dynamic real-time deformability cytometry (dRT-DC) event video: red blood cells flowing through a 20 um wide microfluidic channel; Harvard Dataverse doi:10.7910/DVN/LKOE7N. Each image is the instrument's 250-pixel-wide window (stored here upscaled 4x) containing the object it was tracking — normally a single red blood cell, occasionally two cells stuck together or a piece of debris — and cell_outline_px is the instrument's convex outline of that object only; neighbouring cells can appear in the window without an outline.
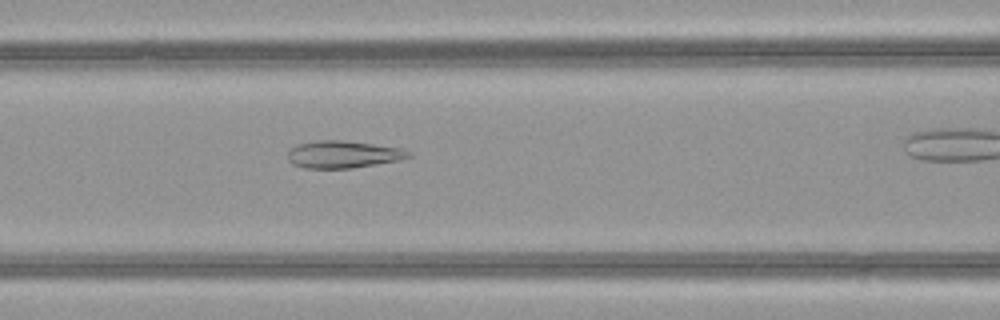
{"species": "common noctule bat (a hibernating species)", "species_latin": "Nyctalus noctula", "temperature_condition": "warm", "stored_images_in_passage": 38, "camera_frame_rate_fps": 3000, "um_per_image_px": 0.085, "animal": {"sex": "female", "body_mass_g": 21.9}, "frame": {"image": 1, "passage_image": 19, "time_ms": 6.0, "image_size_px": [1000, 320], "cell_outline_px": [[412, 156], [400, 160], [352, 168], [304, 168], [292, 164], [288, 160], [288, 152], [296, 144], [316, 140], [344, 140], [400, 148], [412, 152]], "centroid_in_image_um": [29.15, 13.12], "position_along_channel_um": 137.4, "area_um2": 19.25}}
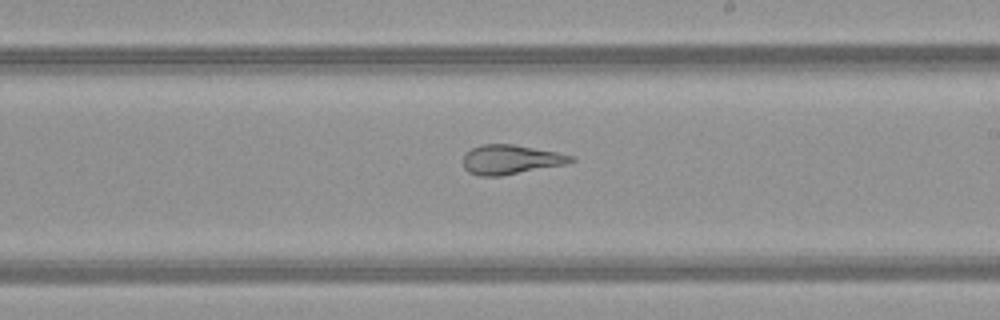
{"frame": {"image": 2, "passage_image": 27, "time_ms": 8.667, "image_size_px": [1000, 320], "cell_outline_px": [[576, 160], [568, 164], [500, 176], [480, 176], [468, 172], [464, 168], [464, 152], [480, 144], [512, 144], [556, 152], [576, 156]], "centroid_in_image_um": [43.42, 13.56], "position_along_channel_um": 245.6, "area_um2": 18.61}}
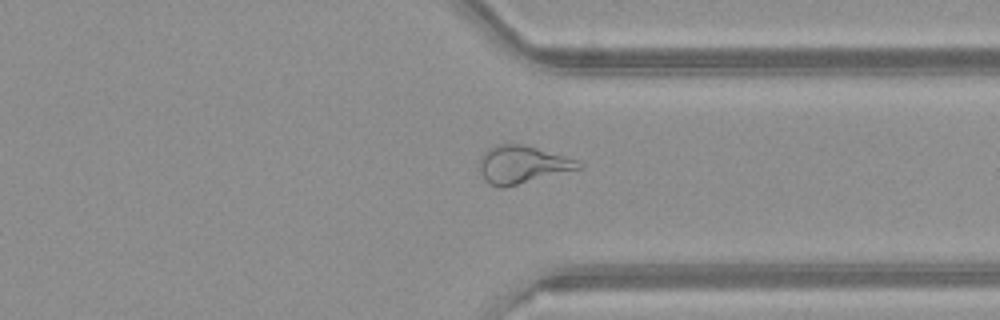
{"frame": {"image": 3, "passage_image": 36, "time_ms": 11.667, "image_size_px": [1000, 320], "cell_outline_px": [[584, 168], [504, 188], [496, 188], [488, 184], [484, 180], [480, 172], [480, 156], [488, 148], [496, 144], [520, 144], [536, 148], [576, 160], [584, 164]], "centroid_in_image_um": [44.37, 14.02], "position_along_channel_um": 367.0, "area_um2": 21.91}}